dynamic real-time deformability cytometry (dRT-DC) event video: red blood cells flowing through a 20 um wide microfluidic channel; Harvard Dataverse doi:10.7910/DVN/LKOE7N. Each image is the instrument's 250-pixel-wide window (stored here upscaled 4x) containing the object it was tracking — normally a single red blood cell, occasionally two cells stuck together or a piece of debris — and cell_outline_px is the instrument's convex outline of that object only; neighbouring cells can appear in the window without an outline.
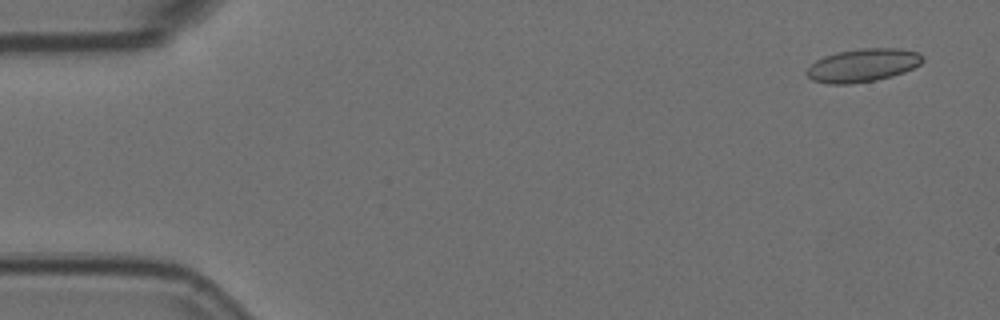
{"species": "Egyptian fruit bat (a non-hibernating species)", "species_latin": "Rousettus aegyptiacus", "temperature_condition": "room temperature", "stored_images_in_passage": 6, "camera_frame_rate_fps": 3000, "um_per_image_px": 0.085, "animal": {"sex": "female"}, "frame": {"image": 1, "passage_image": 1, "time_ms": 0.0, "image_size_px": [1000, 320], "cell_outline_px": [[924, 60], [920, 64], [904, 72], [892, 76], [876, 80], [848, 84], [828, 84], [812, 80], [804, 72], [816, 60], [824, 56], [836, 52], [860, 48], [900, 48], [916, 52], [924, 56]], "centroid_in_image_um": [73.33, 5.54], "position_along_channel_um": 11.7, "area_um2": 22.48}}
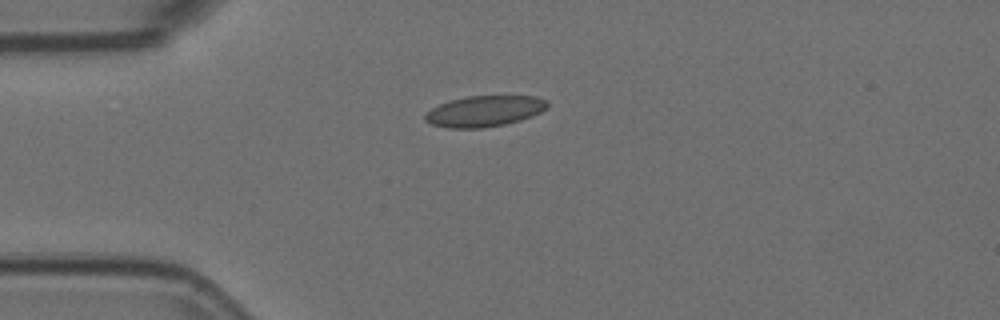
{"frame": {"image": 2, "passage_image": 4, "time_ms": 1.0, "image_size_px": [1000, 320], "cell_outline_px": [[548, 104], [540, 112], [532, 116], [520, 120], [504, 124], [484, 128], [448, 128], [432, 124], [424, 120], [424, 116], [432, 108], [448, 100], [468, 96], [536, 96], [548, 100]], "centroid_in_image_um": [41.17, 9.44], "position_along_channel_um": 43.8, "area_um2": 21.96}}
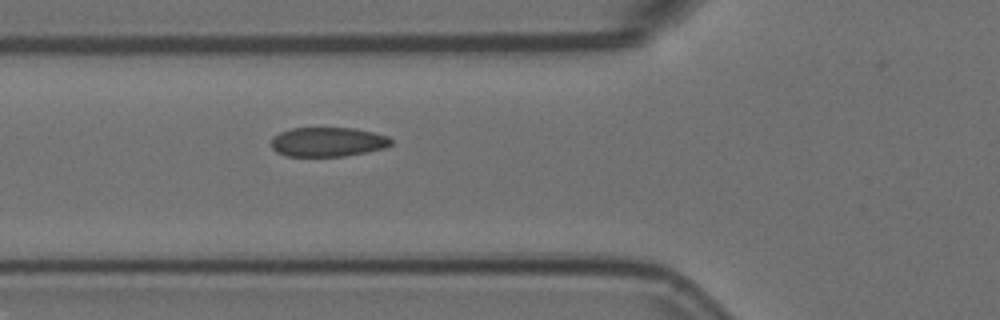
{"frame": {"image": 3, "passage_image": 6, "time_ms": 1.667, "image_size_px": [1000, 320], "cell_outline_px": [[392, 144], [384, 148], [368, 152], [344, 156], [288, 156], [276, 152], [272, 148], [272, 136], [280, 132], [292, 128], [356, 128], [388, 136], [392, 140]], "centroid_in_image_um": [27.87, 12.06], "position_along_channel_um": 97.9, "area_um2": 20.58}}